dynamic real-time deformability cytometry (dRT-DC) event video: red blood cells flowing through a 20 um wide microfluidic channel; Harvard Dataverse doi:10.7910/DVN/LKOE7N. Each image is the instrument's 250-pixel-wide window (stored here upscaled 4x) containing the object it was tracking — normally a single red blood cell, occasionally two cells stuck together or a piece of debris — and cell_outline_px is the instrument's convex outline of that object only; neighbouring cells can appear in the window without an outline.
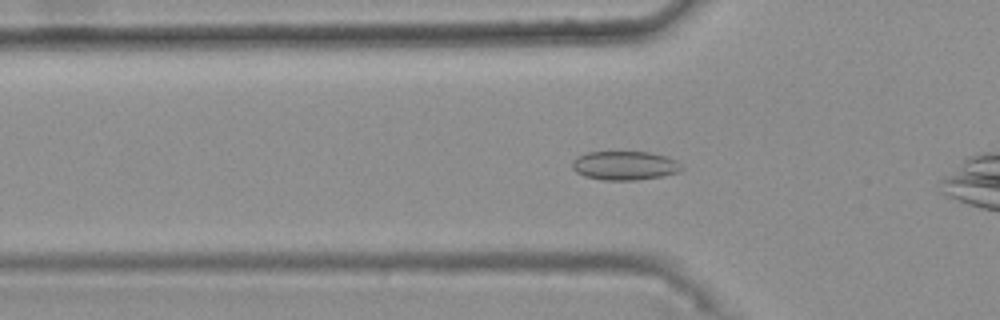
{"species": "common noctule bat (a hibernating species)", "species_latin": "Nyctalus noctula", "temperature_condition": "warm", "stored_images_in_passage": 35, "camera_frame_rate_fps": 3000, "um_per_image_px": 0.085, "animal": {"sex": "female", "body_mass_g": 25.1}, "frame": {"image": 1, "passage_image": 5, "time_ms": 1.333, "image_size_px": [1000, 320], "cell_outline_px": [[684, 168], [680, 172], [660, 176], [636, 180], [604, 180], [584, 176], [576, 172], [572, 168], [572, 160], [588, 152], [648, 152], [664, 156], [676, 160]], "centroid_in_image_um": [53.1, 14.08], "position_along_channel_um": 72.7, "area_um2": 18.32}}
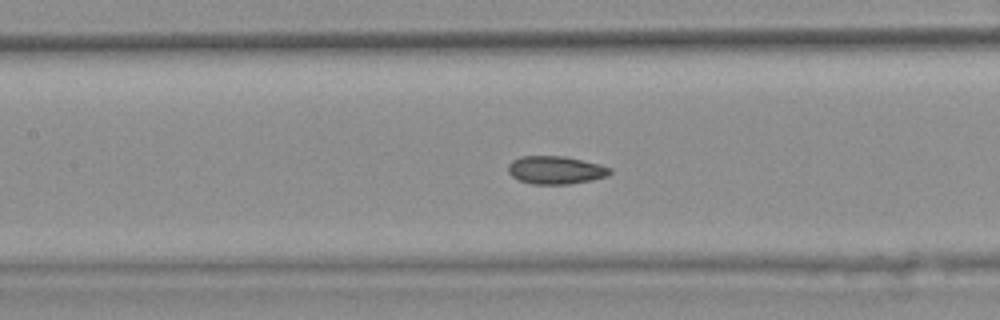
{"frame": {"image": 2, "passage_image": 12, "time_ms": 3.667, "image_size_px": [1000, 320], "cell_outline_px": [[612, 172], [608, 176], [592, 180], [568, 184], [532, 184], [520, 180], [512, 176], [508, 172], [508, 164], [512, 160], [520, 156], [564, 156], [600, 164], [612, 168]], "centroid_in_image_um": [47.24, 14.45], "position_along_channel_um": 160.2, "area_um2": 16.7}}
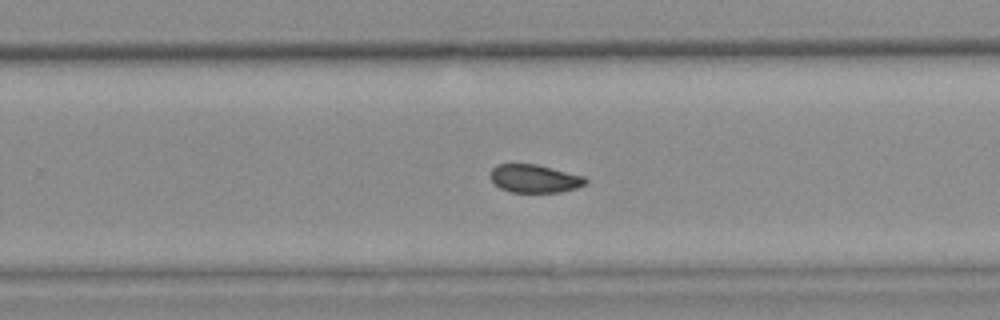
{"frame": {"image": 3, "passage_image": 22, "time_ms": 7.0, "image_size_px": [1000, 320], "cell_outline_px": [[588, 180], [584, 184], [576, 188], [560, 192], [512, 192], [500, 188], [492, 180], [492, 168], [496, 164], [536, 164], [584, 176]], "centroid_in_image_um": [45.45, 15.18], "position_along_channel_um": 284.4, "area_um2": 15.37}, "authors_computed_cell_mechanics": {"area_um2": 16.5308, "velocity_mm_per_s": 3.7381, "shape_relaxation_time_tau1_ms": null, "shape_relaxation_time_tau2_ms": 1.8154, "deformation_change_tau1": null, "deformation_change_tau2": 0.0533}}